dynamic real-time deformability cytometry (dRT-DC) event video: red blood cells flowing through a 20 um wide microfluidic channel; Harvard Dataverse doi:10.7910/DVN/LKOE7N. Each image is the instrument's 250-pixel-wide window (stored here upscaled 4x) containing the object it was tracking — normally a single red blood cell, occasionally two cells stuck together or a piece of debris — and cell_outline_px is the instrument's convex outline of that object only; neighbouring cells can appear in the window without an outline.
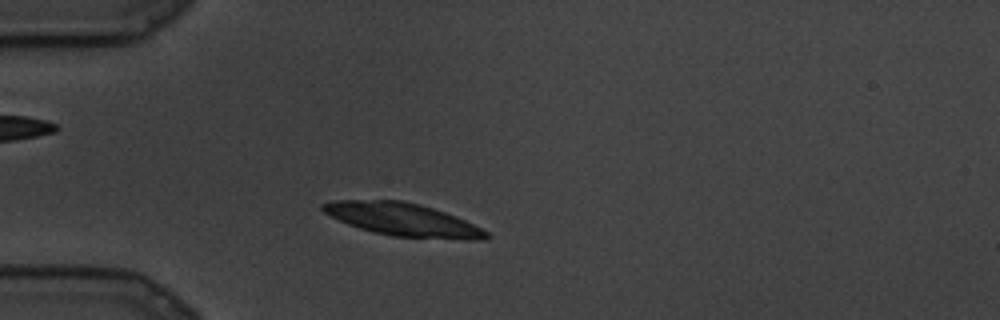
{"species": "common noctule bat (a hibernating species)", "species_latin": "Nyctalus noctula", "temperature_condition": "cold", "stored_images_in_passage": 70, "camera_frame_rate_fps": 3000, "um_per_image_px": 0.085, "animal": {"sex": "male", "body_mass_g": 19.5, "forearm_length_mm": 54.6}, "frame": {"image": 1, "passage_image": 13, "time_ms": 4.0, "image_size_px": [1000, 320], "cell_outline_px": [[488, 236], [484, 240], [472, 240], [392, 236], [372, 232], [348, 224], [324, 212], [320, 208], [320, 204], [336, 200], [400, 200], [420, 204], [456, 216], [488, 232]], "centroid_in_image_um": [34.22, 18.66], "position_along_channel_um": 50.8, "area_um2": 31.04}}
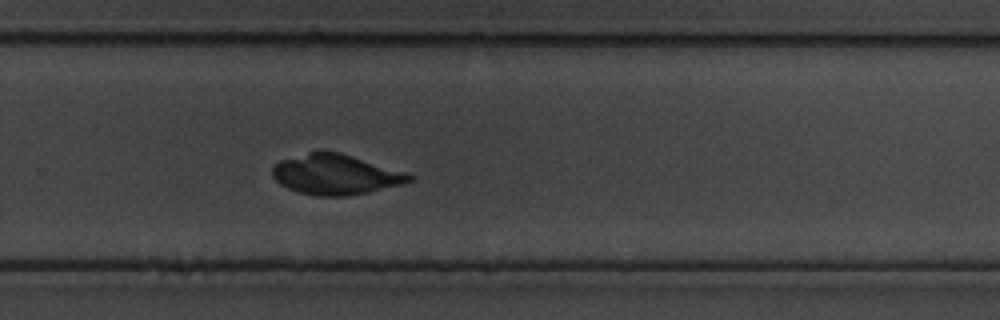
{"frame": {"image": 2, "passage_image": 49, "time_ms": 16.0, "image_size_px": [1000, 320], "cell_outline_px": [[412, 180], [404, 184], [368, 192], [344, 196], [316, 196], [300, 192], [288, 188], [280, 184], [272, 176], [272, 168], [280, 160], [320, 148], [324, 148], [340, 152], [404, 172], [412, 176]], "centroid_in_image_um": [28.48, 14.8], "position_along_channel_um": 301.3, "area_um2": 32.19}}
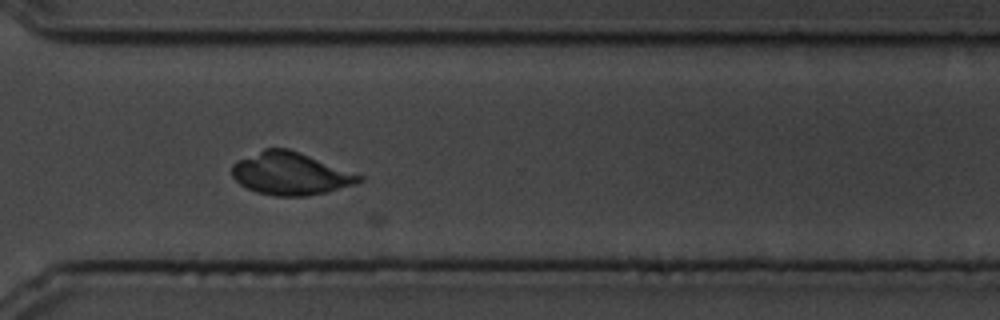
{"frame": {"image": 3, "passage_image": 55, "time_ms": 18.0, "image_size_px": [1000, 320], "cell_outline_px": [[364, 180], [356, 184], [328, 192], [304, 196], [272, 196], [256, 192], [240, 184], [232, 176], [232, 164], [264, 148], [288, 148], [300, 152], [364, 176]], "centroid_in_image_um": [24.72, 14.77], "position_along_channel_um": 345.9, "area_um2": 31.5}}